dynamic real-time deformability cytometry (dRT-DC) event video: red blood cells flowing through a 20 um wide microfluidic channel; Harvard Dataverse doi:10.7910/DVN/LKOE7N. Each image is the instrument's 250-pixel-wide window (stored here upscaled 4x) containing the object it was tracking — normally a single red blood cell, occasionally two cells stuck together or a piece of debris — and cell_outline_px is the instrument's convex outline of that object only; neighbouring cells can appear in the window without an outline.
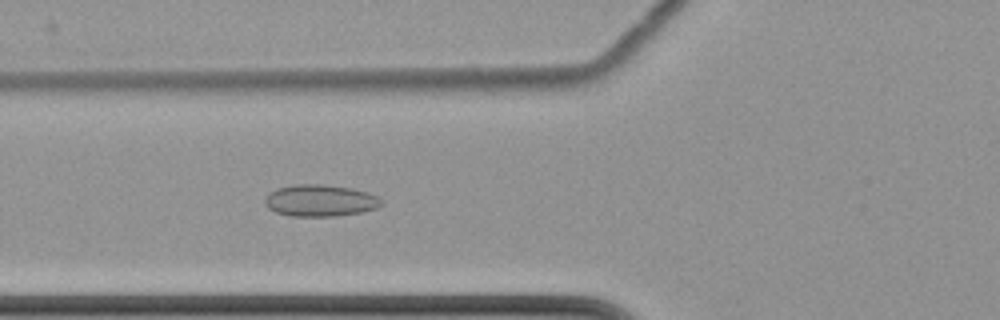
{"species": "common noctule bat (a hibernating species)", "species_latin": "Nyctalus noctula", "temperature_condition": "cold", "stored_images_in_passage": 7, "camera_frame_rate_fps": 3000, "um_per_image_px": 0.085, "animal": {"sex": "female", "body_mass_g": 22.7, "forearm_length_mm": 54.2}, "frame": {"image": 1, "passage_image": 7, "time_ms": 8.0, "image_size_px": [1000, 320], "cell_outline_px": [[384, 204], [376, 208], [360, 212], [336, 216], [292, 216], [276, 212], [268, 208], [264, 204], [264, 200], [276, 188], [296, 184], [324, 184], [352, 188], [368, 192], [380, 196], [384, 200]], "centroid_in_image_um": [27.27, 17.04], "position_along_channel_um": 98.5, "area_um2": 21.73}}